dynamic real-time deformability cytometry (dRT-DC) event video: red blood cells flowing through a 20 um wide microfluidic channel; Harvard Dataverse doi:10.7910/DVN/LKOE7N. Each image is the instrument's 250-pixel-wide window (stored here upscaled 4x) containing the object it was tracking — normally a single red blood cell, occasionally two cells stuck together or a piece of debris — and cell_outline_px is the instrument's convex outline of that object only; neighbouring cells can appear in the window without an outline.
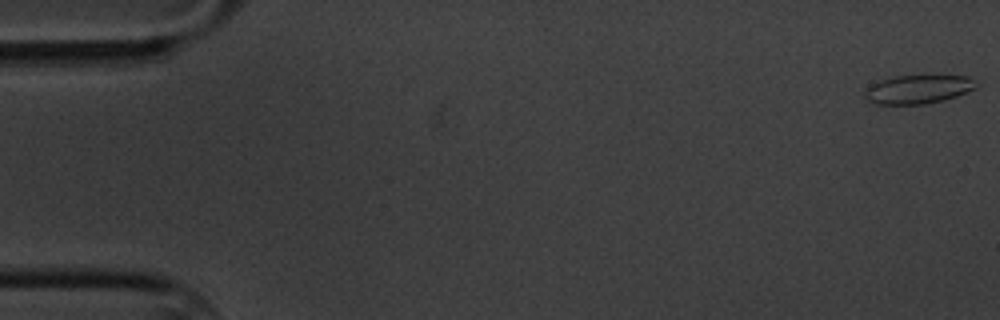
{"species": "common noctule bat (a hibernating species)", "species_latin": "Nyctalus noctula", "temperature_condition": "cold", "stored_images_in_passage": 60, "camera_frame_rate_fps": 3000, "um_per_image_px": 0.085, "animal": {"sex": "male", "body_mass_g": 20.1, "forearm_length_mm": 53.5}, "frame": {"image": 1, "passage_image": 1, "time_ms": 0.0, "image_size_px": [1000, 320], "cell_outline_px": [[976, 88], [968, 92], [944, 100], [924, 104], [872, 104], [864, 100], [864, 92], [872, 84], [880, 80], [896, 76], [968, 76], [972, 80]], "centroid_in_image_um": [77.97, 7.61], "position_along_channel_um": 7.0, "area_um2": 18.5}}
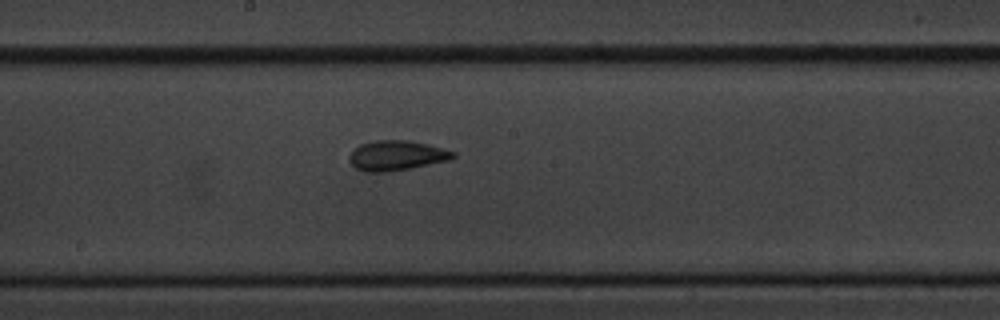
{"frame": {"image": 2, "passage_image": 32, "time_ms": 10.333, "image_size_px": [1000, 320], "cell_outline_px": [[456, 156], [452, 160], [408, 168], [384, 172], [364, 172], [356, 168], [348, 160], [348, 156], [360, 144], [376, 140], [408, 140], [428, 144], [456, 152]], "centroid_in_image_um": [33.72, 13.21], "position_along_channel_um": 214.5, "area_um2": 18.09}}
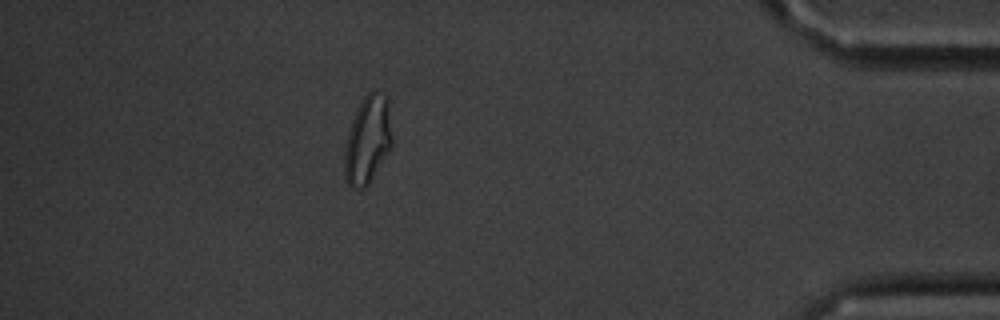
{"frame": {"image": 3, "passage_image": 53, "time_ms": 17.333, "image_size_px": [1000, 320], "cell_outline_px": [[392, 144], [368, 184], [364, 188], [360, 188], [348, 184], [344, 172], [344, 152], [348, 132], [352, 120], [364, 96], [368, 92], [372, 92], [388, 96], [392, 140]], "centroid_in_image_um": [31.25, 11.87], "position_along_channel_um": 404.0, "area_um2": 23.76}, "authors_computed_cell_mechanics": {"area_um2": 18.5249, "velocity_mm_per_s": 3.355, "shape_relaxation_time_tau1_ms": 3.4523, "shape_relaxation_time_tau2_ms": 2.0816, "deformation_change_tau1": 0.108, "deformation_change_tau2": 0.078}}